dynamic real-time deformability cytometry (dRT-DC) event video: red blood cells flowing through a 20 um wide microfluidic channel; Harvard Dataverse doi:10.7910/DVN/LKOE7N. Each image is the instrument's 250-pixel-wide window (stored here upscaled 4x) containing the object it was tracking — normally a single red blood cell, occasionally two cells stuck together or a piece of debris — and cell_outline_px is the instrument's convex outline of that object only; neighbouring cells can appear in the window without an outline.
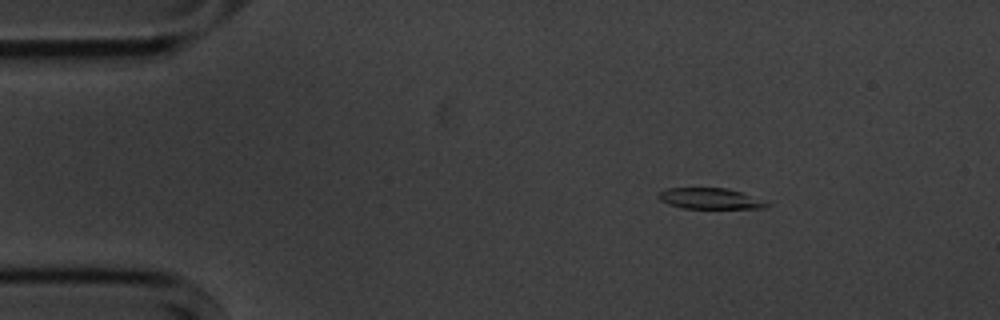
{"species": "common noctule bat (a hibernating species)", "species_latin": "Nyctalus noctula", "temperature_condition": "cold", "stored_images_in_passage": 49, "camera_frame_rate_fps": 3000, "um_per_image_px": 0.085, "animal": {"sex": "male", "body_mass_g": 20.1, "forearm_length_mm": 53.5}, "frame": {"image": 1, "passage_image": 2, "time_ms": 0.333, "image_size_px": [1000, 320], "cell_outline_px": [[768, 204], [764, 208], [684, 208], [668, 204], [660, 200], [656, 196], [660, 192], [668, 188], [728, 188], [740, 192]], "centroid_in_image_um": [60.24, 16.87], "position_along_channel_um": 24.8, "area_um2": 12.77}}
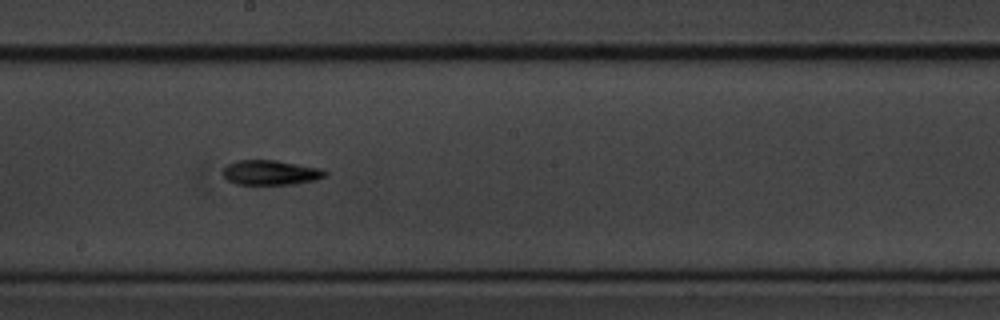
{"frame": {"image": 2, "passage_image": 24, "time_ms": 7.667, "image_size_px": [1000, 320], "cell_outline_px": [[328, 172], [324, 176], [316, 180], [292, 184], [236, 184], [228, 180], [224, 176], [224, 168], [228, 164], [240, 160], [276, 160], [324, 168]], "centroid_in_image_um": [23.06, 14.66], "position_along_channel_um": 225.1, "area_um2": 14.74}}
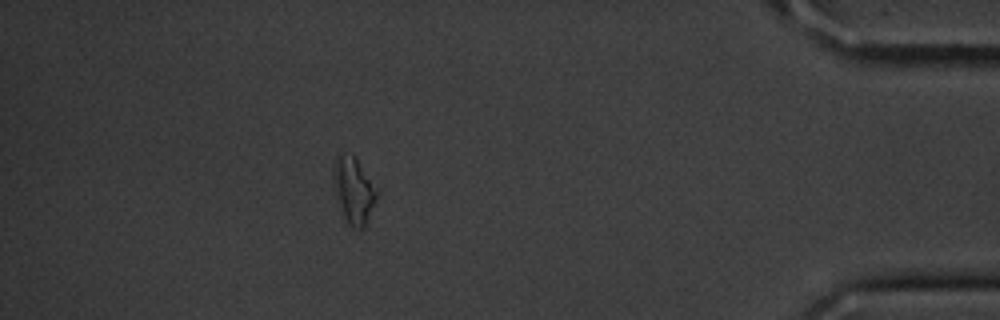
{"frame": {"image": 3, "passage_image": 43, "time_ms": 14.0, "image_size_px": [1000, 320], "cell_outline_px": [[380, 192], [364, 228], [352, 228], [348, 224], [332, 180], [332, 172], [336, 156], [344, 152], [356, 156]], "centroid_in_image_um": [30.1, 16.11], "position_along_channel_um": 405.1, "area_um2": 16.76}, "authors_computed_cell_mechanics": {"area_um2": 14.3922, "velocity_mm_per_s": 3.5936, "shape_relaxation_time_tau1_ms": 4.1083, "shape_relaxation_time_tau2_ms": null, "deformation_change_tau1": 0.1339, "deformation_change_tau2": null}}